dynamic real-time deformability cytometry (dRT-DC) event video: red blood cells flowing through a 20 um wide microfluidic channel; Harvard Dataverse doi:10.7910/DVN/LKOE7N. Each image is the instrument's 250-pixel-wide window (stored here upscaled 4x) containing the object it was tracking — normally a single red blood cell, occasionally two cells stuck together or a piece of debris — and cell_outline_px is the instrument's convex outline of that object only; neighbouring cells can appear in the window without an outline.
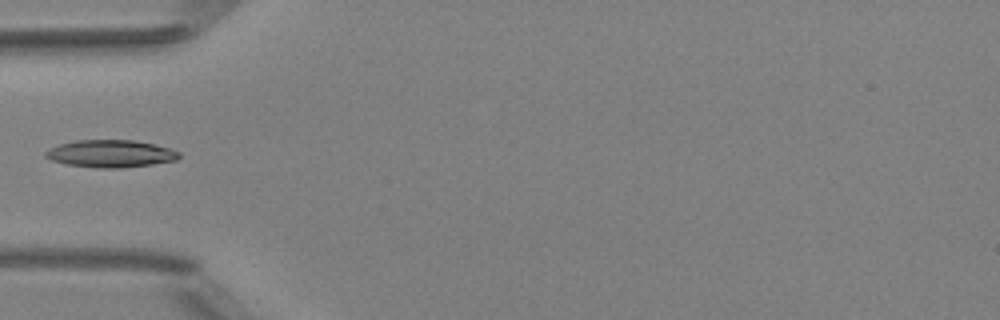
{"species": "Egyptian fruit bat (a non-hibernating species)", "species_latin": "Rousettus aegyptiacus", "temperature_condition": "room temperature", "stored_images_in_passage": 5, "camera_frame_rate_fps": 3000, "um_per_image_px": 0.085, "animal": {"sex": "female"}, "frame": {"image": 1, "passage_image": 5, "time_ms": 5.333, "image_size_px": [1000, 320], "cell_outline_px": [[180, 156], [176, 160], [152, 164], [120, 168], [96, 168], [68, 164], [52, 160], [44, 156], [44, 152], [60, 144], [76, 140], [132, 140], [152, 144], [168, 148], [180, 152]], "centroid_in_image_um": [9.4, 13.06], "position_along_channel_um": 75.6, "area_um2": 21.04}}